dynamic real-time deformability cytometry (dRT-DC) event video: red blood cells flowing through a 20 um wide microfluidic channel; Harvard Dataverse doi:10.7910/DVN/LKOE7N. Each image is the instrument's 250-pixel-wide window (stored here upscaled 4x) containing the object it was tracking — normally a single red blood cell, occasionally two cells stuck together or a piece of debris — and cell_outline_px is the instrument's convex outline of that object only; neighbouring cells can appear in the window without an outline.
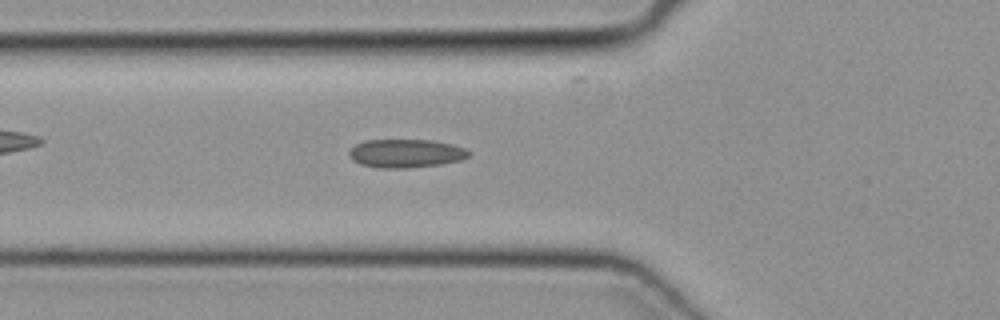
{"species": "common noctule bat (a hibernating species)", "species_latin": "Nyctalus noctula", "temperature_condition": "cold", "stored_images_in_passage": 45, "camera_frame_rate_fps": 3000, "um_per_image_px": 0.085, "animal": {"sex": "female", "body_mass_g": 19.3, "forearm_length_mm": 54.1}, "frame": {"image": 1, "passage_image": 17, "time_ms": 5.333, "image_size_px": [1000, 320], "cell_outline_px": [[472, 152], [468, 156], [460, 160], [440, 164], [408, 168], [380, 168], [360, 164], [352, 160], [348, 156], [348, 152], [356, 144], [364, 140], [432, 140], [452, 144], [464, 148]], "centroid_in_image_um": [34.48, 13.03], "position_along_channel_um": 91.3, "area_um2": 19.88}}
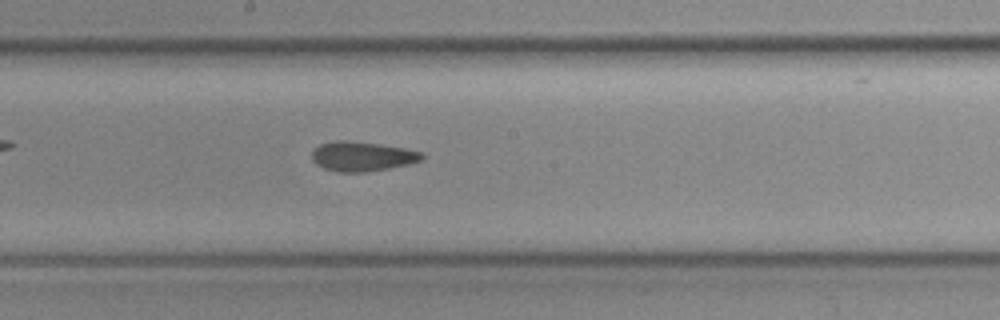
{"frame": {"image": 2, "passage_image": 26, "time_ms": 8.333, "image_size_px": [1000, 320], "cell_outline_px": [[424, 156], [420, 160], [408, 164], [388, 168], [364, 172], [340, 172], [324, 168], [316, 164], [312, 160], [312, 152], [320, 144], [336, 140], [348, 140], [404, 148], [420, 152]], "centroid_in_image_um": [30.74, 13.29], "position_along_channel_um": 217.5, "area_um2": 18.67}}
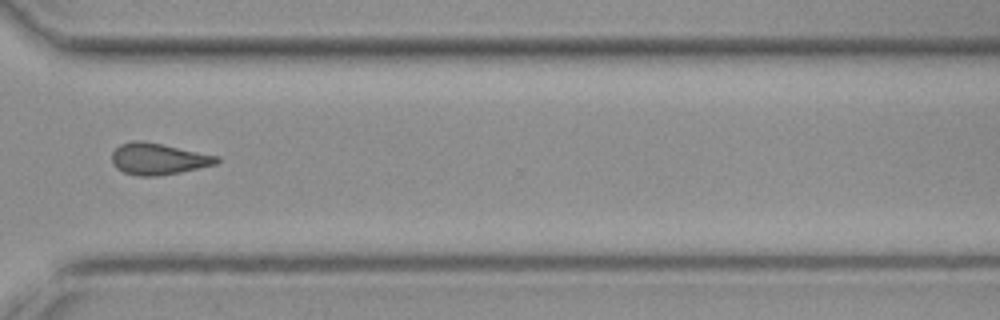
{"frame": {"image": 3, "passage_image": 36, "time_ms": 11.667, "image_size_px": [1000, 320], "cell_outline_px": [[220, 160], [216, 164], [180, 172], [160, 176], [136, 176], [124, 172], [116, 168], [112, 164], [112, 152], [120, 144], [132, 140], [140, 140], [164, 144], [220, 156]], "centroid_in_image_um": [13.45, 13.5], "position_along_channel_um": 357.2, "area_um2": 19.48}}